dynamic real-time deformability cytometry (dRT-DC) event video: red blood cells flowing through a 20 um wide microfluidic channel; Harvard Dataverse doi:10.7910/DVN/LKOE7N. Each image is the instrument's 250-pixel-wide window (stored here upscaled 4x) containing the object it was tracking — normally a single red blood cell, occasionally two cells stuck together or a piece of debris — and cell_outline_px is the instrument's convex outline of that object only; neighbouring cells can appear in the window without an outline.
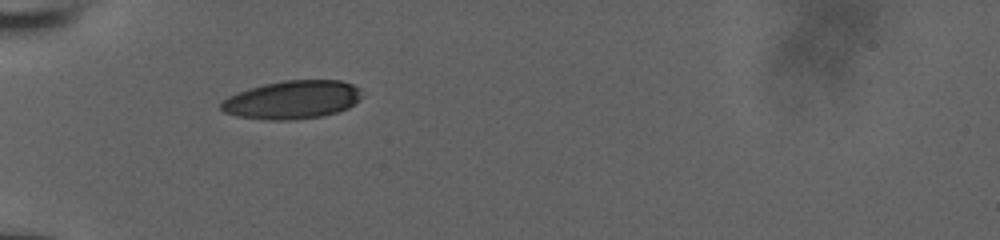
{"species": "human", "species_latin": "Homo sapiens", "temperature_condition": "room temperature", "stored_images_in_passage": 4, "camera_frame_rate_fps": 3000, "um_per_image_px": 0.085, "donor": {"sex": "male"}, "frame": {"image": 1, "passage_image": 1, "time_ms": 0.0, "image_size_px": [1000, 240], "cell_outline_px": [[360, 96], [348, 108], [336, 112], [320, 116], [292, 120], [268, 120], [236, 116], [224, 112], [220, 108], [220, 104], [228, 96], [236, 92], [248, 88], [264, 84], [284, 80], [340, 80], [352, 84], [360, 88]], "centroid_in_image_um": [24.79, 8.47], "position_along_channel_um": 60.2, "area_um2": 31.33}}
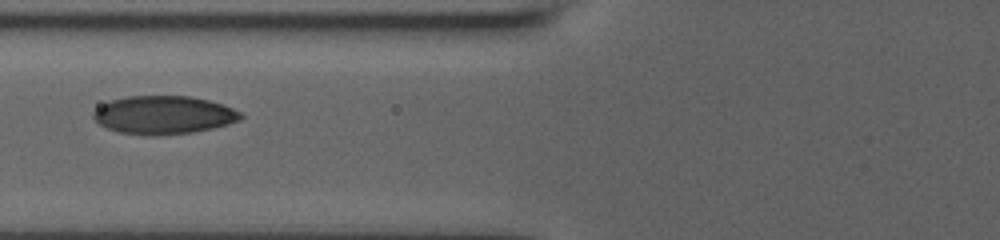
{"frame": {"image": 2, "passage_image": 3, "time_ms": 1.667, "image_size_px": [1000, 240], "cell_outline_px": [[244, 116], [240, 120], [228, 124], [212, 128], [192, 132], [120, 132], [108, 128], [100, 124], [92, 116], [92, 112], [96, 108], [108, 100], [128, 96], [192, 96], [208, 100], [232, 108], [240, 112]], "centroid_in_image_um": [13.91, 9.71], "position_along_channel_um": 111.9, "area_um2": 31.73}}